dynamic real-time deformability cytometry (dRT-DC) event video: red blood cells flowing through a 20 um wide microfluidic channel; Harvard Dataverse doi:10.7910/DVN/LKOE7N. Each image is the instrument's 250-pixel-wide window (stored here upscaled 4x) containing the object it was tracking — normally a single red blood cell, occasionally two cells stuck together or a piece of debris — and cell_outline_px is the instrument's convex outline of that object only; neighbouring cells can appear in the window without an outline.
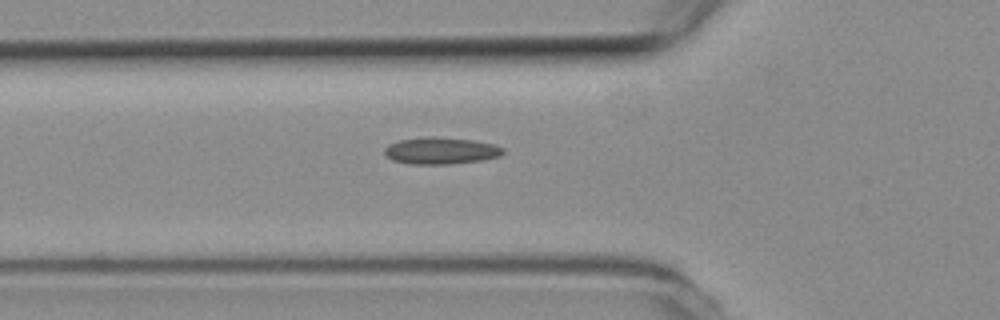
{"species": "common noctule bat (a hibernating species)", "species_latin": "Nyctalus noctula", "temperature_condition": "room temperature", "stored_images_in_passage": 7, "camera_frame_rate_fps": 3000, "um_per_image_px": 0.085, "animal": {"sex": "female", "body_mass_g": 19.3, "forearm_length_mm": 54.1}, "frame": {"image": 1, "passage_image": 7, "time_ms": 2.0, "image_size_px": [1000, 320], "cell_outline_px": [[504, 152], [500, 156], [480, 160], [452, 164], [408, 164], [392, 160], [384, 152], [384, 148], [388, 144], [400, 140], [428, 136], [432, 136], [472, 140], [492, 144], [504, 148]], "centroid_in_image_um": [37.45, 12.81], "position_along_channel_um": 88.4, "area_um2": 18.5}}